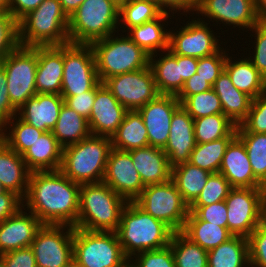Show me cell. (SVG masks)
I'll return each instance as SVG.
<instances>
[{"label": "cell", "mask_w": 266, "mask_h": 267, "mask_svg": "<svg viewBox=\"0 0 266 267\" xmlns=\"http://www.w3.org/2000/svg\"><path fill=\"white\" fill-rule=\"evenodd\" d=\"M79 191L80 184L71 181L60 170L34 171L29 176L23 207L27 206L43 225L75 227Z\"/></svg>", "instance_id": "obj_1"}, {"label": "cell", "mask_w": 266, "mask_h": 267, "mask_svg": "<svg viewBox=\"0 0 266 267\" xmlns=\"http://www.w3.org/2000/svg\"><path fill=\"white\" fill-rule=\"evenodd\" d=\"M116 233L125 256L132 259L138 253L169 246L174 231L134 201H128Z\"/></svg>", "instance_id": "obj_2"}, {"label": "cell", "mask_w": 266, "mask_h": 267, "mask_svg": "<svg viewBox=\"0 0 266 267\" xmlns=\"http://www.w3.org/2000/svg\"><path fill=\"white\" fill-rule=\"evenodd\" d=\"M128 201L104 182L81 184L76 228L116 232Z\"/></svg>", "instance_id": "obj_3"}, {"label": "cell", "mask_w": 266, "mask_h": 267, "mask_svg": "<svg viewBox=\"0 0 266 267\" xmlns=\"http://www.w3.org/2000/svg\"><path fill=\"white\" fill-rule=\"evenodd\" d=\"M111 149V137L91 134L63 148L59 170L80 185L103 182Z\"/></svg>", "instance_id": "obj_4"}, {"label": "cell", "mask_w": 266, "mask_h": 267, "mask_svg": "<svg viewBox=\"0 0 266 267\" xmlns=\"http://www.w3.org/2000/svg\"><path fill=\"white\" fill-rule=\"evenodd\" d=\"M69 17L59 0H44L18 22V41L23 47L58 46L70 43Z\"/></svg>", "instance_id": "obj_5"}, {"label": "cell", "mask_w": 266, "mask_h": 267, "mask_svg": "<svg viewBox=\"0 0 266 267\" xmlns=\"http://www.w3.org/2000/svg\"><path fill=\"white\" fill-rule=\"evenodd\" d=\"M119 12L120 7L111 0H84L69 17V42L90 45L116 33L121 24Z\"/></svg>", "instance_id": "obj_6"}, {"label": "cell", "mask_w": 266, "mask_h": 267, "mask_svg": "<svg viewBox=\"0 0 266 267\" xmlns=\"http://www.w3.org/2000/svg\"><path fill=\"white\" fill-rule=\"evenodd\" d=\"M94 41L92 47L100 82L115 75L137 71L149 66L150 55L128 36H114Z\"/></svg>", "instance_id": "obj_7"}, {"label": "cell", "mask_w": 266, "mask_h": 267, "mask_svg": "<svg viewBox=\"0 0 266 267\" xmlns=\"http://www.w3.org/2000/svg\"><path fill=\"white\" fill-rule=\"evenodd\" d=\"M73 259L82 267H121L128 258L116 232L74 227Z\"/></svg>", "instance_id": "obj_8"}, {"label": "cell", "mask_w": 266, "mask_h": 267, "mask_svg": "<svg viewBox=\"0 0 266 267\" xmlns=\"http://www.w3.org/2000/svg\"><path fill=\"white\" fill-rule=\"evenodd\" d=\"M225 202L227 229L233 236L248 238L265 220L266 187H233Z\"/></svg>", "instance_id": "obj_9"}, {"label": "cell", "mask_w": 266, "mask_h": 267, "mask_svg": "<svg viewBox=\"0 0 266 267\" xmlns=\"http://www.w3.org/2000/svg\"><path fill=\"white\" fill-rule=\"evenodd\" d=\"M134 202L174 232H181L189 214V205L171 179L162 184L147 185Z\"/></svg>", "instance_id": "obj_10"}, {"label": "cell", "mask_w": 266, "mask_h": 267, "mask_svg": "<svg viewBox=\"0 0 266 267\" xmlns=\"http://www.w3.org/2000/svg\"><path fill=\"white\" fill-rule=\"evenodd\" d=\"M6 73L7 90L12 106L18 110L36 94L35 77L38 64V46H18L0 63Z\"/></svg>", "instance_id": "obj_11"}, {"label": "cell", "mask_w": 266, "mask_h": 267, "mask_svg": "<svg viewBox=\"0 0 266 267\" xmlns=\"http://www.w3.org/2000/svg\"><path fill=\"white\" fill-rule=\"evenodd\" d=\"M100 82L90 45H64L61 96H75L90 91Z\"/></svg>", "instance_id": "obj_12"}, {"label": "cell", "mask_w": 266, "mask_h": 267, "mask_svg": "<svg viewBox=\"0 0 266 267\" xmlns=\"http://www.w3.org/2000/svg\"><path fill=\"white\" fill-rule=\"evenodd\" d=\"M73 236L74 227L42 225L30 246L34 252L36 266L62 267L69 263L73 259Z\"/></svg>", "instance_id": "obj_13"}, {"label": "cell", "mask_w": 266, "mask_h": 267, "mask_svg": "<svg viewBox=\"0 0 266 267\" xmlns=\"http://www.w3.org/2000/svg\"><path fill=\"white\" fill-rule=\"evenodd\" d=\"M103 84L128 111H137L159 95L149 66L112 76Z\"/></svg>", "instance_id": "obj_14"}, {"label": "cell", "mask_w": 266, "mask_h": 267, "mask_svg": "<svg viewBox=\"0 0 266 267\" xmlns=\"http://www.w3.org/2000/svg\"><path fill=\"white\" fill-rule=\"evenodd\" d=\"M198 18L186 23L173 33L169 31V50L181 56L202 58L221 50L217 37H214L208 23ZM210 29V30H209Z\"/></svg>", "instance_id": "obj_15"}, {"label": "cell", "mask_w": 266, "mask_h": 267, "mask_svg": "<svg viewBox=\"0 0 266 267\" xmlns=\"http://www.w3.org/2000/svg\"><path fill=\"white\" fill-rule=\"evenodd\" d=\"M180 106L181 103L175 95L159 94L137 110L147 129L149 146L165 148L173 114Z\"/></svg>", "instance_id": "obj_16"}, {"label": "cell", "mask_w": 266, "mask_h": 267, "mask_svg": "<svg viewBox=\"0 0 266 267\" xmlns=\"http://www.w3.org/2000/svg\"><path fill=\"white\" fill-rule=\"evenodd\" d=\"M103 182L127 201H134L146 187L128 151L112 148Z\"/></svg>", "instance_id": "obj_17"}, {"label": "cell", "mask_w": 266, "mask_h": 267, "mask_svg": "<svg viewBox=\"0 0 266 267\" xmlns=\"http://www.w3.org/2000/svg\"><path fill=\"white\" fill-rule=\"evenodd\" d=\"M195 11L216 22L249 30L259 22L254 0H198Z\"/></svg>", "instance_id": "obj_18"}, {"label": "cell", "mask_w": 266, "mask_h": 267, "mask_svg": "<svg viewBox=\"0 0 266 267\" xmlns=\"http://www.w3.org/2000/svg\"><path fill=\"white\" fill-rule=\"evenodd\" d=\"M127 111L109 89L99 82L96 85L95 101L88 119L91 134L112 137Z\"/></svg>", "instance_id": "obj_19"}, {"label": "cell", "mask_w": 266, "mask_h": 267, "mask_svg": "<svg viewBox=\"0 0 266 267\" xmlns=\"http://www.w3.org/2000/svg\"><path fill=\"white\" fill-rule=\"evenodd\" d=\"M22 208L0 223V256L30 247L43 225L33 213H25Z\"/></svg>", "instance_id": "obj_20"}, {"label": "cell", "mask_w": 266, "mask_h": 267, "mask_svg": "<svg viewBox=\"0 0 266 267\" xmlns=\"http://www.w3.org/2000/svg\"><path fill=\"white\" fill-rule=\"evenodd\" d=\"M195 145L194 119L180 106L173 114L169 138L163 149L169 165L188 162Z\"/></svg>", "instance_id": "obj_21"}, {"label": "cell", "mask_w": 266, "mask_h": 267, "mask_svg": "<svg viewBox=\"0 0 266 267\" xmlns=\"http://www.w3.org/2000/svg\"><path fill=\"white\" fill-rule=\"evenodd\" d=\"M64 104L60 94L36 93L18 110L19 118L43 132L52 131Z\"/></svg>", "instance_id": "obj_22"}, {"label": "cell", "mask_w": 266, "mask_h": 267, "mask_svg": "<svg viewBox=\"0 0 266 267\" xmlns=\"http://www.w3.org/2000/svg\"><path fill=\"white\" fill-rule=\"evenodd\" d=\"M219 173L224 175L232 187H265L254 176L245 145L237 136L227 146Z\"/></svg>", "instance_id": "obj_23"}, {"label": "cell", "mask_w": 266, "mask_h": 267, "mask_svg": "<svg viewBox=\"0 0 266 267\" xmlns=\"http://www.w3.org/2000/svg\"><path fill=\"white\" fill-rule=\"evenodd\" d=\"M64 45L38 46L36 93L61 94Z\"/></svg>", "instance_id": "obj_24"}, {"label": "cell", "mask_w": 266, "mask_h": 267, "mask_svg": "<svg viewBox=\"0 0 266 267\" xmlns=\"http://www.w3.org/2000/svg\"><path fill=\"white\" fill-rule=\"evenodd\" d=\"M145 186L162 184L171 179V166L163 149L153 146L128 151Z\"/></svg>", "instance_id": "obj_25"}, {"label": "cell", "mask_w": 266, "mask_h": 267, "mask_svg": "<svg viewBox=\"0 0 266 267\" xmlns=\"http://www.w3.org/2000/svg\"><path fill=\"white\" fill-rule=\"evenodd\" d=\"M31 171L27 168L22 155L12 150L0 139V183L8 191L15 192L22 199L28 191Z\"/></svg>", "instance_id": "obj_26"}, {"label": "cell", "mask_w": 266, "mask_h": 267, "mask_svg": "<svg viewBox=\"0 0 266 267\" xmlns=\"http://www.w3.org/2000/svg\"><path fill=\"white\" fill-rule=\"evenodd\" d=\"M63 147L52 131L44 132L33 145L22 154L27 168L31 171H56L60 169Z\"/></svg>", "instance_id": "obj_27"}, {"label": "cell", "mask_w": 266, "mask_h": 267, "mask_svg": "<svg viewBox=\"0 0 266 267\" xmlns=\"http://www.w3.org/2000/svg\"><path fill=\"white\" fill-rule=\"evenodd\" d=\"M212 88L220 99L223 114L236 126L239 125L249 113L252 98L235 87L225 70L216 79Z\"/></svg>", "instance_id": "obj_28"}, {"label": "cell", "mask_w": 266, "mask_h": 267, "mask_svg": "<svg viewBox=\"0 0 266 267\" xmlns=\"http://www.w3.org/2000/svg\"><path fill=\"white\" fill-rule=\"evenodd\" d=\"M155 54L150 55L149 67L152 70L156 88L159 94L177 95L183 85L184 80L180 70V55L167 50L164 57L155 60Z\"/></svg>", "instance_id": "obj_29"}, {"label": "cell", "mask_w": 266, "mask_h": 267, "mask_svg": "<svg viewBox=\"0 0 266 267\" xmlns=\"http://www.w3.org/2000/svg\"><path fill=\"white\" fill-rule=\"evenodd\" d=\"M224 70L230 76L235 87L252 99L266 91V79L254 67L249 58L233 62L227 54Z\"/></svg>", "instance_id": "obj_30"}, {"label": "cell", "mask_w": 266, "mask_h": 267, "mask_svg": "<svg viewBox=\"0 0 266 267\" xmlns=\"http://www.w3.org/2000/svg\"><path fill=\"white\" fill-rule=\"evenodd\" d=\"M181 233L207 252L233 236L227 228L199 220L192 212H189Z\"/></svg>", "instance_id": "obj_31"}, {"label": "cell", "mask_w": 266, "mask_h": 267, "mask_svg": "<svg viewBox=\"0 0 266 267\" xmlns=\"http://www.w3.org/2000/svg\"><path fill=\"white\" fill-rule=\"evenodd\" d=\"M112 148L121 151L149 146L148 134L138 111H127L117 131L112 135Z\"/></svg>", "instance_id": "obj_32"}, {"label": "cell", "mask_w": 266, "mask_h": 267, "mask_svg": "<svg viewBox=\"0 0 266 267\" xmlns=\"http://www.w3.org/2000/svg\"><path fill=\"white\" fill-rule=\"evenodd\" d=\"M168 12H163L155 20L134 26L128 30V36L149 55L156 54L161 49H169V31H165L163 22L170 17ZM162 22V24H161ZM164 29V30H163ZM159 48V49H158Z\"/></svg>", "instance_id": "obj_33"}, {"label": "cell", "mask_w": 266, "mask_h": 267, "mask_svg": "<svg viewBox=\"0 0 266 267\" xmlns=\"http://www.w3.org/2000/svg\"><path fill=\"white\" fill-rule=\"evenodd\" d=\"M211 174L189 162L180 163L171 168V180L189 206L200 195Z\"/></svg>", "instance_id": "obj_34"}, {"label": "cell", "mask_w": 266, "mask_h": 267, "mask_svg": "<svg viewBox=\"0 0 266 267\" xmlns=\"http://www.w3.org/2000/svg\"><path fill=\"white\" fill-rule=\"evenodd\" d=\"M208 267H249L248 238L232 236L218 247L208 251Z\"/></svg>", "instance_id": "obj_35"}, {"label": "cell", "mask_w": 266, "mask_h": 267, "mask_svg": "<svg viewBox=\"0 0 266 267\" xmlns=\"http://www.w3.org/2000/svg\"><path fill=\"white\" fill-rule=\"evenodd\" d=\"M52 133L63 148L91 135L88 120L65 103L60 109L59 118Z\"/></svg>", "instance_id": "obj_36"}, {"label": "cell", "mask_w": 266, "mask_h": 267, "mask_svg": "<svg viewBox=\"0 0 266 267\" xmlns=\"http://www.w3.org/2000/svg\"><path fill=\"white\" fill-rule=\"evenodd\" d=\"M196 143H208L223 137H236V125L224 114L194 119Z\"/></svg>", "instance_id": "obj_37"}, {"label": "cell", "mask_w": 266, "mask_h": 267, "mask_svg": "<svg viewBox=\"0 0 266 267\" xmlns=\"http://www.w3.org/2000/svg\"><path fill=\"white\" fill-rule=\"evenodd\" d=\"M234 138L223 137L208 143H196L188 162L210 173H218L227 146Z\"/></svg>", "instance_id": "obj_38"}, {"label": "cell", "mask_w": 266, "mask_h": 267, "mask_svg": "<svg viewBox=\"0 0 266 267\" xmlns=\"http://www.w3.org/2000/svg\"><path fill=\"white\" fill-rule=\"evenodd\" d=\"M176 267H208V252L181 232H174L170 245Z\"/></svg>", "instance_id": "obj_39"}, {"label": "cell", "mask_w": 266, "mask_h": 267, "mask_svg": "<svg viewBox=\"0 0 266 267\" xmlns=\"http://www.w3.org/2000/svg\"><path fill=\"white\" fill-rule=\"evenodd\" d=\"M15 117H17V115L4 126L6 128L8 125L12 128L9 130L8 135L5 134L6 132L3 130H0V139H2L12 150L16 151L19 155H22L43 135L44 132L29 125L19 117L18 120Z\"/></svg>", "instance_id": "obj_40"}, {"label": "cell", "mask_w": 266, "mask_h": 267, "mask_svg": "<svg viewBox=\"0 0 266 267\" xmlns=\"http://www.w3.org/2000/svg\"><path fill=\"white\" fill-rule=\"evenodd\" d=\"M245 145L254 176L266 187V133H237Z\"/></svg>", "instance_id": "obj_41"}, {"label": "cell", "mask_w": 266, "mask_h": 267, "mask_svg": "<svg viewBox=\"0 0 266 267\" xmlns=\"http://www.w3.org/2000/svg\"><path fill=\"white\" fill-rule=\"evenodd\" d=\"M163 11L152 2L128 0L120 7L119 22L122 21L127 30L134 26L155 20Z\"/></svg>", "instance_id": "obj_42"}, {"label": "cell", "mask_w": 266, "mask_h": 267, "mask_svg": "<svg viewBox=\"0 0 266 267\" xmlns=\"http://www.w3.org/2000/svg\"><path fill=\"white\" fill-rule=\"evenodd\" d=\"M183 107L193 119L214 114H223L220 99L212 89L188 96L182 103Z\"/></svg>", "instance_id": "obj_43"}, {"label": "cell", "mask_w": 266, "mask_h": 267, "mask_svg": "<svg viewBox=\"0 0 266 267\" xmlns=\"http://www.w3.org/2000/svg\"><path fill=\"white\" fill-rule=\"evenodd\" d=\"M233 187L221 173H212L200 195L190 206H207L223 201Z\"/></svg>", "instance_id": "obj_44"}, {"label": "cell", "mask_w": 266, "mask_h": 267, "mask_svg": "<svg viewBox=\"0 0 266 267\" xmlns=\"http://www.w3.org/2000/svg\"><path fill=\"white\" fill-rule=\"evenodd\" d=\"M237 133H266V91L252 99L247 117L236 126Z\"/></svg>", "instance_id": "obj_45"}, {"label": "cell", "mask_w": 266, "mask_h": 267, "mask_svg": "<svg viewBox=\"0 0 266 267\" xmlns=\"http://www.w3.org/2000/svg\"><path fill=\"white\" fill-rule=\"evenodd\" d=\"M18 46V22L11 13H0V63Z\"/></svg>", "instance_id": "obj_46"}, {"label": "cell", "mask_w": 266, "mask_h": 267, "mask_svg": "<svg viewBox=\"0 0 266 267\" xmlns=\"http://www.w3.org/2000/svg\"><path fill=\"white\" fill-rule=\"evenodd\" d=\"M250 267H266V221L248 237Z\"/></svg>", "instance_id": "obj_47"}, {"label": "cell", "mask_w": 266, "mask_h": 267, "mask_svg": "<svg viewBox=\"0 0 266 267\" xmlns=\"http://www.w3.org/2000/svg\"><path fill=\"white\" fill-rule=\"evenodd\" d=\"M225 52L221 48V51L219 50L213 55L198 58L196 73L206 79L212 86L224 70L227 59V53Z\"/></svg>", "instance_id": "obj_48"}, {"label": "cell", "mask_w": 266, "mask_h": 267, "mask_svg": "<svg viewBox=\"0 0 266 267\" xmlns=\"http://www.w3.org/2000/svg\"><path fill=\"white\" fill-rule=\"evenodd\" d=\"M132 258L139 267H176L170 246L138 253Z\"/></svg>", "instance_id": "obj_49"}, {"label": "cell", "mask_w": 266, "mask_h": 267, "mask_svg": "<svg viewBox=\"0 0 266 267\" xmlns=\"http://www.w3.org/2000/svg\"><path fill=\"white\" fill-rule=\"evenodd\" d=\"M189 212H192L199 220L227 228V207L225 200L207 206H189Z\"/></svg>", "instance_id": "obj_50"}, {"label": "cell", "mask_w": 266, "mask_h": 267, "mask_svg": "<svg viewBox=\"0 0 266 267\" xmlns=\"http://www.w3.org/2000/svg\"><path fill=\"white\" fill-rule=\"evenodd\" d=\"M252 33H255L254 57H249V60L259 73L266 79V23L258 22L251 28ZM253 58V59H252Z\"/></svg>", "instance_id": "obj_51"}, {"label": "cell", "mask_w": 266, "mask_h": 267, "mask_svg": "<svg viewBox=\"0 0 266 267\" xmlns=\"http://www.w3.org/2000/svg\"><path fill=\"white\" fill-rule=\"evenodd\" d=\"M96 96V86L90 91L80 93V95L75 96H62L64 103L75 110L78 114L89 119L91 115V110L95 101Z\"/></svg>", "instance_id": "obj_52"}, {"label": "cell", "mask_w": 266, "mask_h": 267, "mask_svg": "<svg viewBox=\"0 0 266 267\" xmlns=\"http://www.w3.org/2000/svg\"><path fill=\"white\" fill-rule=\"evenodd\" d=\"M17 114V110L12 106L8 90L6 73L3 66L0 64V130Z\"/></svg>", "instance_id": "obj_53"}, {"label": "cell", "mask_w": 266, "mask_h": 267, "mask_svg": "<svg viewBox=\"0 0 266 267\" xmlns=\"http://www.w3.org/2000/svg\"><path fill=\"white\" fill-rule=\"evenodd\" d=\"M5 267H37L31 247L17 249L0 256Z\"/></svg>", "instance_id": "obj_54"}, {"label": "cell", "mask_w": 266, "mask_h": 267, "mask_svg": "<svg viewBox=\"0 0 266 267\" xmlns=\"http://www.w3.org/2000/svg\"><path fill=\"white\" fill-rule=\"evenodd\" d=\"M23 199L15 192L6 190L0 194V223L23 207Z\"/></svg>", "instance_id": "obj_55"}, {"label": "cell", "mask_w": 266, "mask_h": 267, "mask_svg": "<svg viewBox=\"0 0 266 267\" xmlns=\"http://www.w3.org/2000/svg\"><path fill=\"white\" fill-rule=\"evenodd\" d=\"M212 89V85L195 73L184 82L181 91L176 95L177 99L182 103L188 96L204 92Z\"/></svg>", "instance_id": "obj_56"}, {"label": "cell", "mask_w": 266, "mask_h": 267, "mask_svg": "<svg viewBox=\"0 0 266 267\" xmlns=\"http://www.w3.org/2000/svg\"><path fill=\"white\" fill-rule=\"evenodd\" d=\"M44 0H9V13L19 22L29 12L36 9Z\"/></svg>", "instance_id": "obj_57"}, {"label": "cell", "mask_w": 266, "mask_h": 267, "mask_svg": "<svg viewBox=\"0 0 266 267\" xmlns=\"http://www.w3.org/2000/svg\"><path fill=\"white\" fill-rule=\"evenodd\" d=\"M197 2H198V0H158V7L163 12H168V13L170 11L178 12L181 10H183L184 13L185 12L189 13V11H195L196 10ZM166 9H169V10H166Z\"/></svg>", "instance_id": "obj_58"}, {"label": "cell", "mask_w": 266, "mask_h": 267, "mask_svg": "<svg viewBox=\"0 0 266 267\" xmlns=\"http://www.w3.org/2000/svg\"><path fill=\"white\" fill-rule=\"evenodd\" d=\"M198 58L180 55V70L184 81L196 73Z\"/></svg>", "instance_id": "obj_59"}, {"label": "cell", "mask_w": 266, "mask_h": 267, "mask_svg": "<svg viewBox=\"0 0 266 267\" xmlns=\"http://www.w3.org/2000/svg\"><path fill=\"white\" fill-rule=\"evenodd\" d=\"M63 11L68 17L73 14L78 7L84 2V0H59Z\"/></svg>", "instance_id": "obj_60"}, {"label": "cell", "mask_w": 266, "mask_h": 267, "mask_svg": "<svg viewBox=\"0 0 266 267\" xmlns=\"http://www.w3.org/2000/svg\"><path fill=\"white\" fill-rule=\"evenodd\" d=\"M258 21L266 23V0H254Z\"/></svg>", "instance_id": "obj_61"}, {"label": "cell", "mask_w": 266, "mask_h": 267, "mask_svg": "<svg viewBox=\"0 0 266 267\" xmlns=\"http://www.w3.org/2000/svg\"><path fill=\"white\" fill-rule=\"evenodd\" d=\"M9 12V0H0V13Z\"/></svg>", "instance_id": "obj_62"}, {"label": "cell", "mask_w": 266, "mask_h": 267, "mask_svg": "<svg viewBox=\"0 0 266 267\" xmlns=\"http://www.w3.org/2000/svg\"><path fill=\"white\" fill-rule=\"evenodd\" d=\"M121 267H139L138 264L131 258H128Z\"/></svg>", "instance_id": "obj_63"}, {"label": "cell", "mask_w": 266, "mask_h": 267, "mask_svg": "<svg viewBox=\"0 0 266 267\" xmlns=\"http://www.w3.org/2000/svg\"><path fill=\"white\" fill-rule=\"evenodd\" d=\"M62 267H82V266L79 265L74 259H72L69 263H67Z\"/></svg>", "instance_id": "obj_64"}, {"label": "cell", "mask_w": 266, "mask_h": 267, "mask_svg": "<svg viewBox=\"0 0 266 267\" xmlns=\"http://www.w3.org/2000/svg\"><path fill=\"white\" fill-rule=\"evenodd\" d=\"M111 1L114 2L117 6L121 7L128 0H111Z\"/></svg>", "instance_id": "obj_65"}, {"label": "cell", "mask_w": 266, "mask_h": 267, "mask_svg": "<svg viewBox=\"0 0 266 267\" xmlns=\"http://www.w3.org/2000/svg\"><path fill=\"white\" fill-rule=\"evenodd\" d=\"M142 1L152 2V3H155L158 6V0H142Z\"/></svg>", "instance_id": "obj_66"}, {"label": "cell", "mask_w": 266, "mask_h": 267, "mask_svg": "<svg viewBox=\"0 0 266 267\" xmlns=\"http://www.w3.org/2000/svg\"><path fill=\"white\" fill-rule=\"evenodd\" d=\"M5 191H6V189L0 183V194L3 193V192H5Z\"/></svg>", "instance_id": "obj_67"}, {"label": "cell", "mask_w": 266, "mask_h": 267, "mask_svg": "<svg viewBox=\"0 0 266 267\" xmlns=\"http://www.w3.org/2000/svg\"><path fill=\"white\" fill-rule=\"evenodd\" d=\"M0 267H5V265L1 259H0Z\"/></svg>", "instance_id": "obj_68"}]
</instances>
